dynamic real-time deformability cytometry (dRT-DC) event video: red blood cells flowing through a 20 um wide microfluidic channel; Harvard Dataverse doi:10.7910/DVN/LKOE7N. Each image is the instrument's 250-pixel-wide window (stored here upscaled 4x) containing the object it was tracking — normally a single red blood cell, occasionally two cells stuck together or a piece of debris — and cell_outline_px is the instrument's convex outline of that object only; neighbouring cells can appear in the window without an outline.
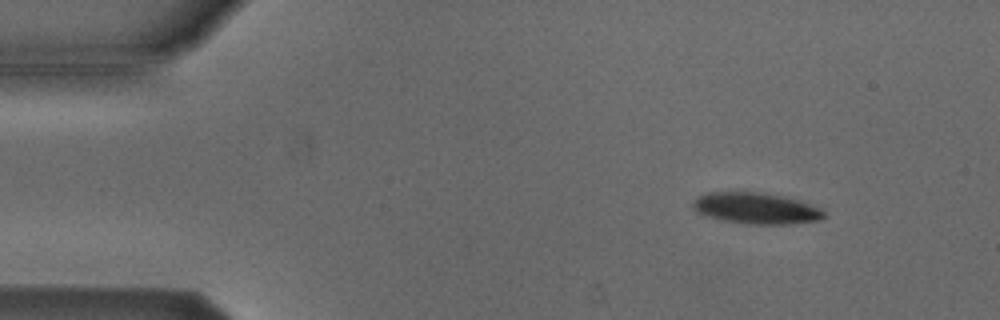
{"species": "Egyptian fruit bat (a non-hibernating species)", "species_latin": "Rousettus aegyptiacus", "temperature_condition": "cold", "stored_images_in_passage": 40, "camera_frame_rate_fps": 3000, "um_per_image_px": 0.085, "animal": {"sex": "male"}, "frame": {"image": 1, "passage_image": 1, "time_ms": 0.0, "image_size_px": [1000, 320], "cell_outline_px": [[824, 216], [820, 220], [788, 224], [748, 224], [720, 220], [696, 212], [692, 208], [692, 204], [700, 196], [708, 192], [760, 192], [780, 196], [796, 200], [808, 204], [824, 212]], "centroid_in_image_um": [64.2, 17.71], "position_along_channel_um": 20.8, "area_um2": 23.41}}
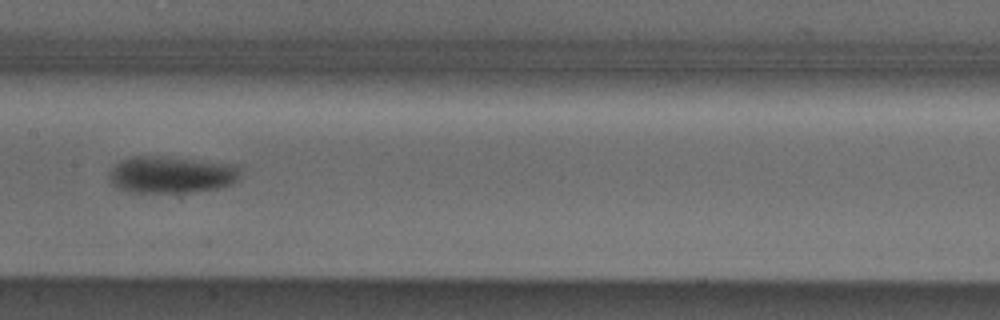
{"frame": {"image": 2, "passage_image": 21, "time_ms": 6.667, "image_size_px": [1000, 320], "cell_outline_px": [[240, 176], [232, 184], [220, 188], [192, 192], [128, 192], [116, 188], [112, 184], [108, 176], [112, 168], [120, 160], [132, 156], [160, 156], [240, 164]], "centroid_in_image_um": [14.59, 14.84], "position_along_channel_um": 192.8, "area_um2": 28.61}}
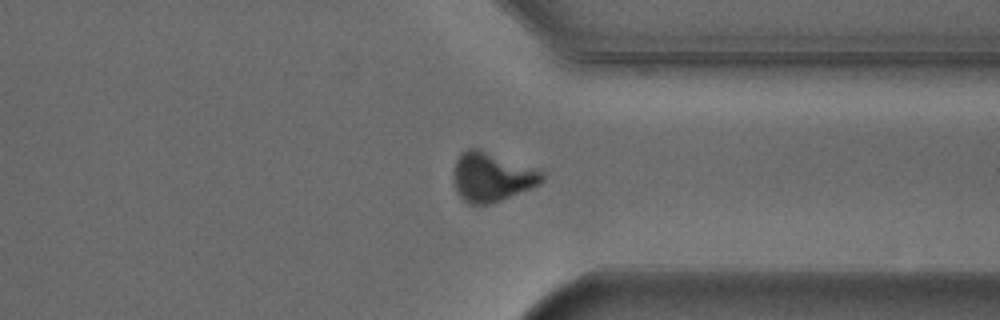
{"frame": {"image": 3, "passage_image": 35, "time_ms": 11.333, "image_size_px": [1000, 320], "cell_outline_px": [[544, 180], [540, 184], [500, 200], [488, 204], [468, 204], [460, 196], [456, 188], [452, 176], [452, 172], [456, 160], [468, 148], [480, 148], [540, 168], [544, 172]], "centroid_in_image_um": [41.84, 15.0], "position_along_channel_um": 369.6, "area_um2": 25.72}, "authors_computed_cell_mechanics": {"area_um2": 26.5591, "velocity_mm_per_s": 3.8267, "shape_relaxation_time_tau1_ms": 2.4928, "shape_relaxation_time_tau2_ms": null, "deformation_change_tau1": 0.1239, "deformation_change_tau2": null}}